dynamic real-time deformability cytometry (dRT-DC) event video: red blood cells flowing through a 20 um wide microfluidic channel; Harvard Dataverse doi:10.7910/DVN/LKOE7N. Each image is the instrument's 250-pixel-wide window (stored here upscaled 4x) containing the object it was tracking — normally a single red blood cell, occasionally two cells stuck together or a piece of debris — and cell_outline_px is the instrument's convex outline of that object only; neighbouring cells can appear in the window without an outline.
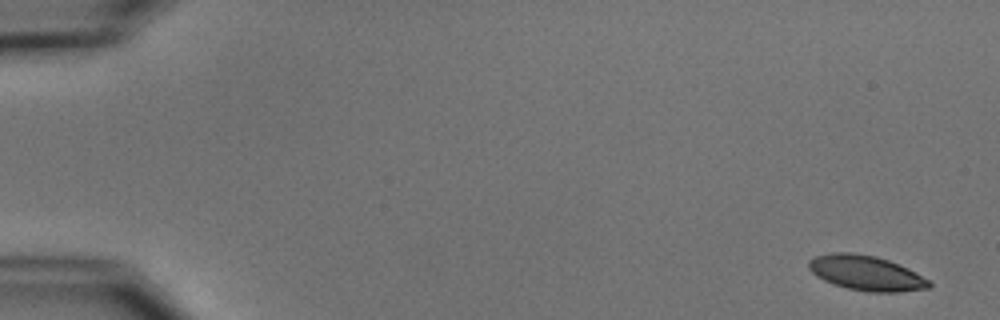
{"species": "common noctule bat (a hibernating species)", "species_latin": "Nyctalus noctula", "temperature_condition": "cold", "stored_images_in_passage": 5, "camera_frame_rate_fps": 3000, "um_per_image_px": 0.085, "animal": {"sex": "male", "body_mass_g": 15.6}, "frame": {"image": 1, "passage_image": 1, "time_ms": 0.0, "image_size_px": [1000, 320], "cell_outline_px": [[932, 284], [928, 288], [900, 292], [868, 292], [848, 288], [824, 280], [816, 276], [808, 268], [808, 260], [816, 256], [832, 252], [852, 252], [876, 256], [888, 260], [908, 268], [928, 280]], "centroid_in_image_um": [73.6, 23.2], "position_along_channel_um": 11.4, "area_um2": 24.39}}
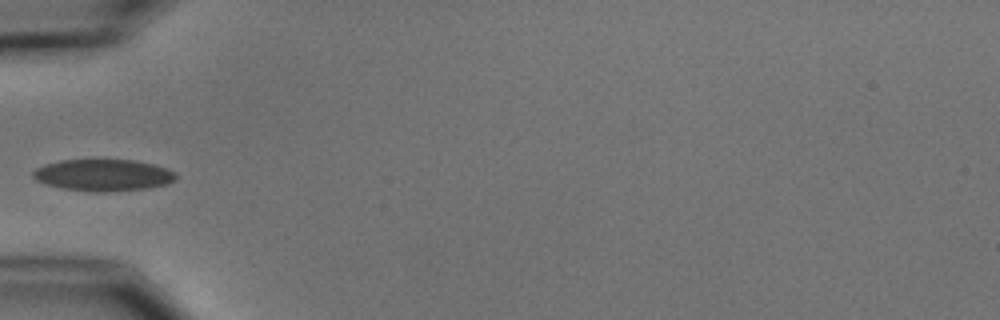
{"frame": {"image": 2, "passage_image": 5, "time_ms": 5.667, "image_size_px": [1000, 320], "cell_outline_px": [[176, 180], [168, 184], [148, 188], [104, 192], [92, 192], [60, 188], [44, 184], [36, 180], [32, 176], [32, 172], [36, 168], [44, 164], [60, 160], [132, 160], [152, 164], [168, 168], [176, 172]], "centroid_in_image_um": [8.76, 14.89], "position_along_channel_um": 76.2, "area_um2": 26.65}}